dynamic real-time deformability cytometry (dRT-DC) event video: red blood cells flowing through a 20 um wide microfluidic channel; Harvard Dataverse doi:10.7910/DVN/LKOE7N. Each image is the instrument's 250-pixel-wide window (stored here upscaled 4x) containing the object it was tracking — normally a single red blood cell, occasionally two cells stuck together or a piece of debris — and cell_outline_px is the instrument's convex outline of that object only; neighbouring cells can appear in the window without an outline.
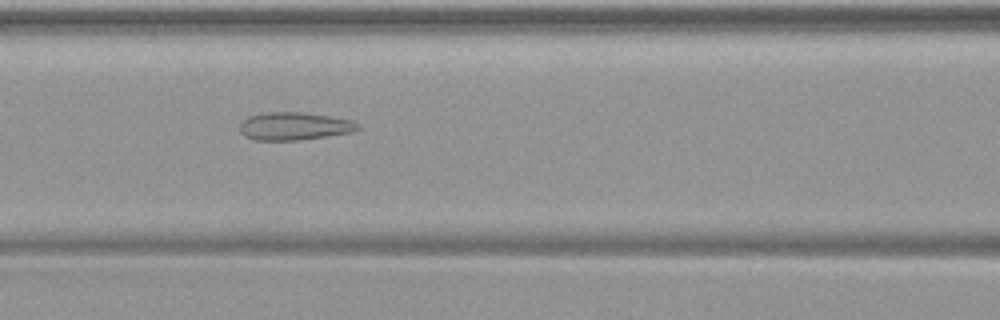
{"species": "common noctule bat (a hibernating species)", "species_latin": "Nyctalus noctula", "temperature_condition": "warm", "stored_images_in_passage": 49, "camera_frame_rate_fps": 3000, "um_per_image_px": 0.085, "animal": {"sex": "female", "body_mass_g": 19.9}, "frame": {"image": 1, "passage_image": 21, "time_ms": 6.667, "image_size_px": [1000, 320], "cell_outline_px": [[360, 128], [352, 132], [328, 136], [300, 140], [256, 140], [244, 136], [240, 132], [240, 124], [248, 116], [264, 112], [300, 112], [328, 116], [352, 120], [360, 124]], "centroid_in_image_um": [25.01, 10.72], "position_along_channel_um": 141.6, "area_um2": 19.19}}
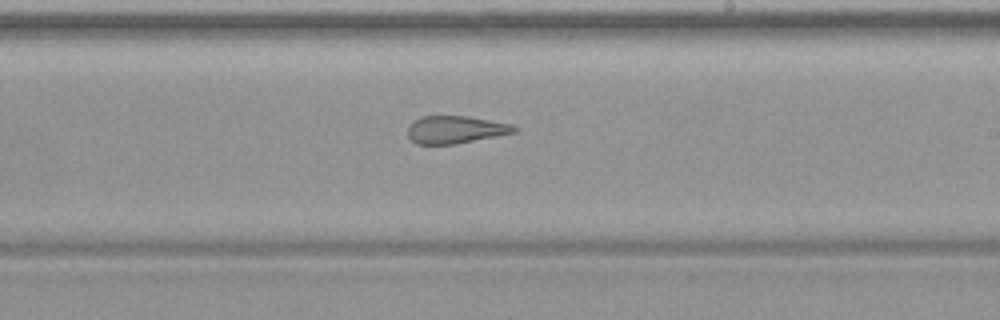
{"frame": {"image": 2, "passage_image": 29, "time_ms": 9.333, "image_size_px": [1000, 320], "cell_outline_px": [[520, 128], [516, 132], [456, 144], [416, 144], [408, 136], [408, 128], [420, 116], [468, 116], [512, 124]], "centroid_in_image_um": [38.75, 11.02], "position_along_channel_um": 250.2, "area_um2": 17.05}}
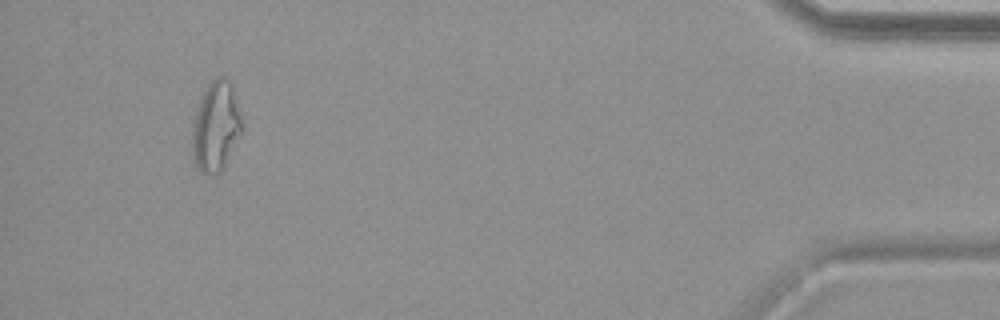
{"frame": {"image": 3, "passage_image": 46, "time_ms": 15.0, "image_size_px": [1000, 320], "cell_outline_px": [[244, 128], [220, 172], [208, 176], [200, 172], [192, 160], [192, 124], [200, 96], [208, 84], [216, 76], [224, 76], [232, 80], [244, 124]], "centroid_in_image_um": [18.35, 10.7], "position_along_channel_um": 416.8, "area_um2": 26.82}}